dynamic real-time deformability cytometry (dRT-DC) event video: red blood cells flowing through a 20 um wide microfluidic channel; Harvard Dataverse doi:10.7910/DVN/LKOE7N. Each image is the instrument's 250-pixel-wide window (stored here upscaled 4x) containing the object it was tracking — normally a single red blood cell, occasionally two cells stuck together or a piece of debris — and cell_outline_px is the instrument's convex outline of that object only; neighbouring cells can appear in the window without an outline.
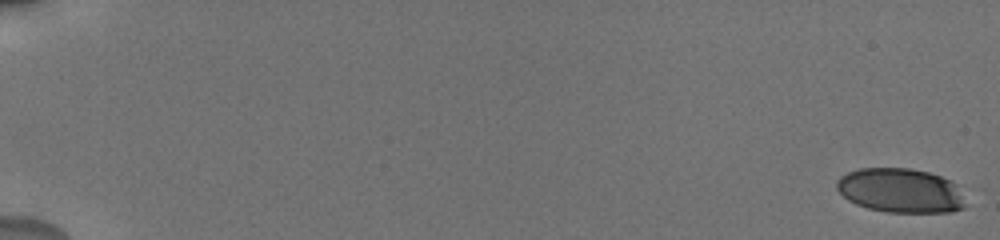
{"species": "human", "species_latin": "Homo sapiens", "temperature_condition": "cold", "stored_images_in_passage": 24, "camera_frame_rate_fps": 3000, "um_per_image_px": 0.085, "donor": {"sex": "male"}, "frame": {"image": 1, "passage_image": 1, "time_ms": 0.0, "image_size_px": [1000, 240], "cell_outline_px": [[964, 208], [948, 212], [888, 212], [868, 208], [856, 204], [848, 200], [836, 188], [836, 180], [840, 176], [848, 172], [860, 168], [908, 168], [928, 172], [940, 176], [956, 184], [964, 204]], "centroid_in_image_um": [76.49, 16.19], "position_along_channel_um": 8.5, "area_um2": 33.0}}
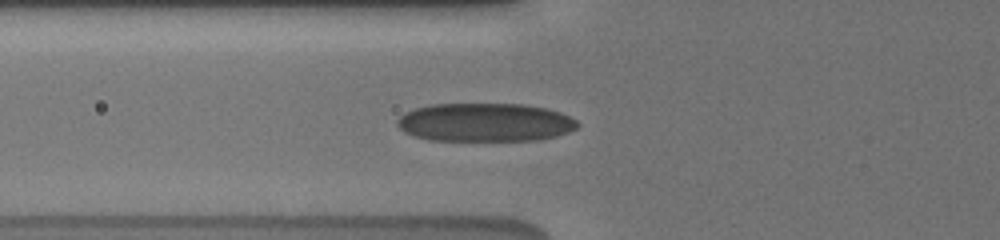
{"frame": {"image": 2, "passage_image": 12, "time_ms": 7.333, "image_size_px": [1000, 240], "cell_outline_px": [[580, 124], [576, 128], [568, 132], [556, 136], [536, 140], [428, 140], [412, 136], [404, 132], [396, 124], [396, 120], [404, 112], [416, 108], [432, 104], [524, 104], [548, 108], [560, 112], [576, 120]], "centroid_in_image_um": [41.21, 10.4], "position_along_channel_um": 84.6, "area_um2": 40.58}}
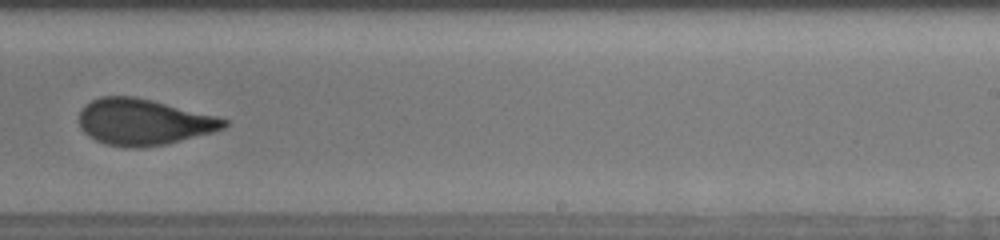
{"frame": {"image": 3, "passage_image": 23, "time_ms": 12.333, "image_size_px": [1000, 240], "cell_outline_px": [[228, 124], [224, 128], [212, 132], [164, 144], [140, 148], [124, 148], [104, 144], [88, 136], [84, 132], [80, 124], [80, 112], [84, 104], [100, 96], [132, 96], [152, 100], [216, 116], [228, 120]], "centroid_in_image_um": [12.16, 10.37], "position_along_channel_um": 276.8, "area_um2": 38.84}}